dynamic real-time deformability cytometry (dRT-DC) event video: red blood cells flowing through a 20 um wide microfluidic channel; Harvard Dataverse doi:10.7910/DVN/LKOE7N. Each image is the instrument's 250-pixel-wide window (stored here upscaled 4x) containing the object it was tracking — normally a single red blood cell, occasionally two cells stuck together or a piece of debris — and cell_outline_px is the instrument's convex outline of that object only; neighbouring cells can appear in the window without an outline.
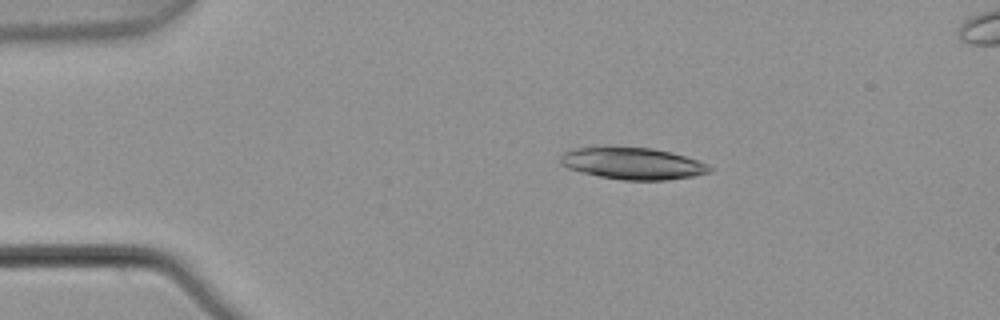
{"species": "common noctule bat (a hibernating species)", "species_latin": "Nyctalus noctula", "temperature_condition": "warm", "stored_images_in_passage": 4, "camera_frame_rate_fps": 3000, "um_per_image_px": 0.085, "animal": {"sex": "male", "body_mass_g": 21.5, "forearm_length_mm": 52.0}, "frame": {"image": 1, "passage_image": 2, "time_ms": 0.333, "image_size_px": [1000, 320], "cell_outline_px": [[712, 172], [692, 176], [668, 180], [624, 180], [600, 176], [580, 172], [568, 168], [560, 164], [560, 156], [564, 152], [572, 148], [652, 148], [684, 156], [708, 164], [712, 168]], "centroid_in_image_um": [53.77, 13.91], "position_along_channel_um": 31.2, "area_um2": 27.22}}